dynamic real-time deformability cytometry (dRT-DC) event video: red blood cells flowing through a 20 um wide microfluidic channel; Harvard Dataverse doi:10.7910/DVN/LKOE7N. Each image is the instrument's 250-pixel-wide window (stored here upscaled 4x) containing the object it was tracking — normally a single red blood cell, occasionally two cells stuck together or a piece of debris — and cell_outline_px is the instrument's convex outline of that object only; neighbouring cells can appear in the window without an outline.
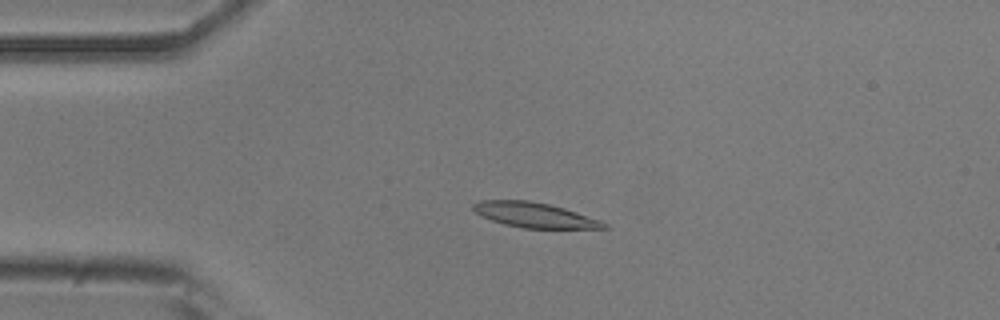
{"species": "common noctule bat (a hibernating species)", "species_latin": "Nyctalus noctula", "temperature_condition": "room temperature", "stored_images_in_passage": 51, "camera_frame_rate_fps": 3000, "um_per_image_px": 0.085, "animal": {"sex": "male", "body_mass_g": 20.5, "forearm_length_mm": 52.5}, "frame": {"image": 1, "passage_image": 12, "time_ms": 3.667, "image_size_px": [1000, 320], "cell_outline_px": [[608, 228], [524, 228], [504, 224], [480, 216], [472, 208], [472, 204], [480, 200], [528, 200], [548, 204], [564, 208], [600, 220], [608, 224]], "centroid_in_image_um": [45.4, 18.27], "position_along_channel_um": 39.6, "area_um2": 18.9}}
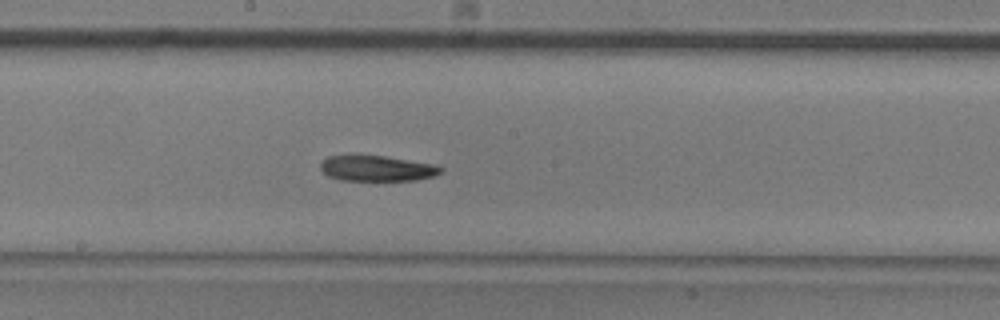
{"frame": {"image": 2, "passage_image": 28, "time_ms": 9.0, "image_size_px": [1000, 320], "cell_outline_px": [[444, 172], [436, 176], [416, 180], [340, 180], [328, 176], [320, 168], [320, 164], [328, 156], [352, 152], [384, 156], [436, 164], [444, 168]], "centroid_in_image_um": [32.04, 14.27], "position_along_channel_um": 216.2, "area_um2": 18.73}}
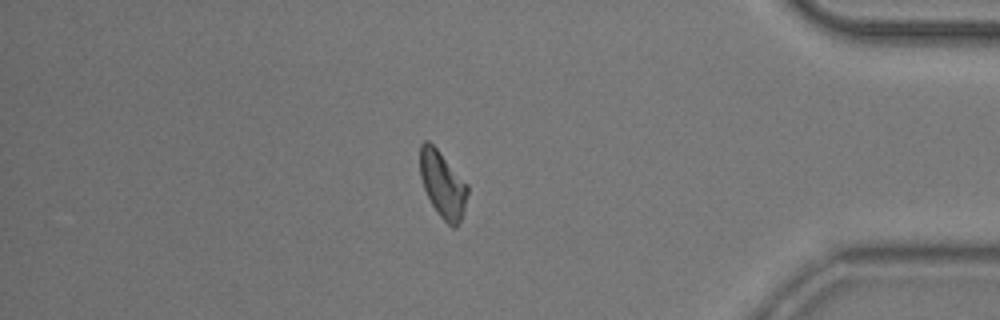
{"frame": {"image": 3, "passage_image": 45, "time_ms": 14.667, "image_size_px": [1000, 320], "cell_outline_px": [[468, 192], [464, 212], [456, 228], [452, 228], [436, 212], [424, 188], [420, 176], [420, 144], [424, 140], [428, 140], [436, 148], [468, 184]], "centroid_in_image_um": [37.63, 15.69], "position_along_channel_um": 397.6, "area_um2": 18.32}}